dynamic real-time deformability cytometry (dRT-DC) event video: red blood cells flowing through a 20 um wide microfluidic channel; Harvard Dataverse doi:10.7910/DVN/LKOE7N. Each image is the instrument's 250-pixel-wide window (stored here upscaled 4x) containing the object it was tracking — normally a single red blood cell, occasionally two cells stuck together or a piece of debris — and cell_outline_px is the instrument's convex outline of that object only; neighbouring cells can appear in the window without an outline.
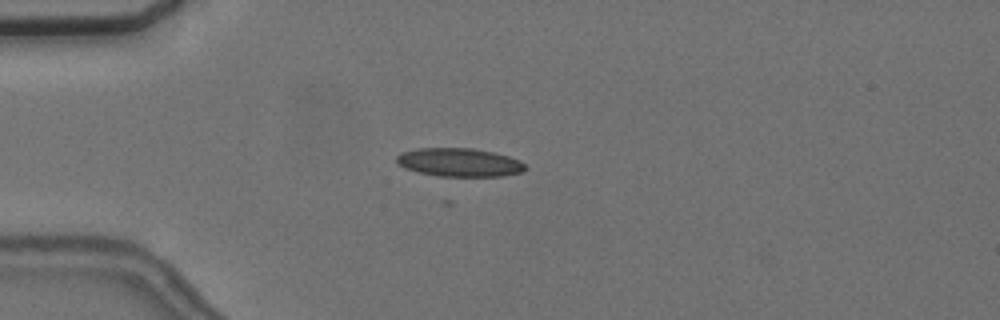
{"species": "common noctule bat (a hibernating species)", "species_latin": "Nyctalus noctula", "temperature_condition": "cold", "stored_images_in_passage": 58, "camera_frame_rate_fps": 3000, "um_per_image_px": 0.085, "animal": {"sex": "female", "body_mass_g": 24.6, "forearm_length_mm": 56.2}, "frame": {"image": 1, "passage_image": 16, "time_ms": 5.0, "image_size_px": [1000, 320], "cell_outline_px": [[528, 168], [524, 172], [500, 176], [440, 176], [420, 172], [404, 168], [396, 160], [396, 156], [400, 152], [416, 148], [472, 148], [492, 152], [508, 156], [520, 160]], "centroid_in_image_um": [39.06, 13.8], "position_along_channel_um": 45.9, "area_um2": 21.33}}
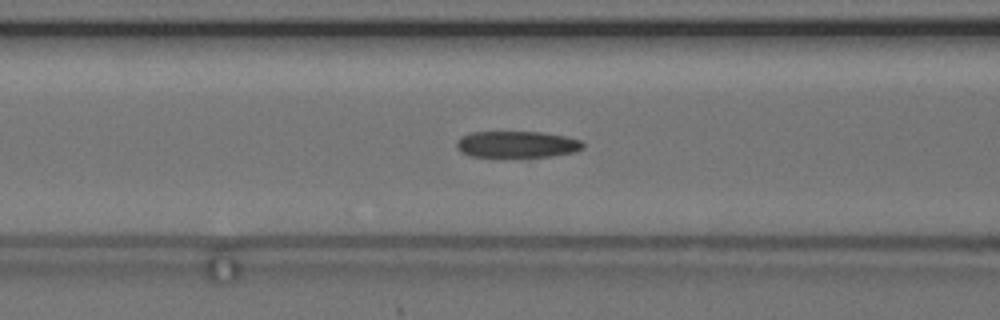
{"frame": {"image": 2, "passage_image": 24, "time_ms": 7.667, "image_size_px": [1000, 320], "cell_outline_px": [[584, 148], [576, 152], [552, 156], [468, 156], [460, 152], [456, 144], [460, 136], [472, 132], [544, 132], [564, 136], [580, 140], [584, 144]], "centroid_in_image_um": [43.95, 12.26], "position_along_channel_um": 122.7, "area_um2": 19.48}}
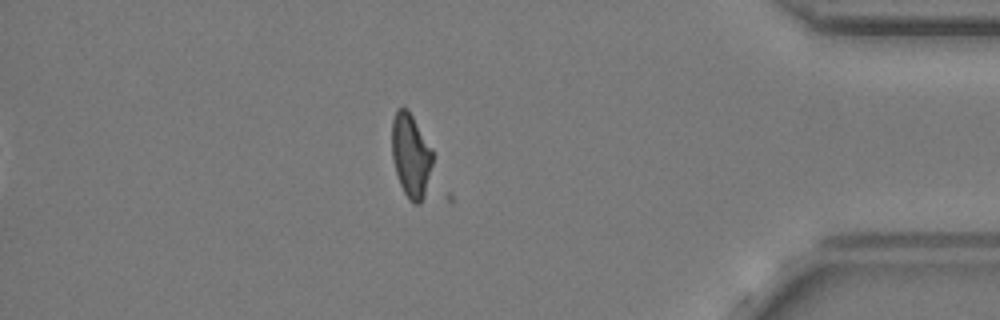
{"frame": {"image": 3, "passage_image": 50, "time_ms": 16.333, "image_size_px": [1000, 320], "cell_outline_px": [[432, 164], [424, 196], [420, 204], [412, 204], [408, 200], [400, 184], [392, 160], [392, 120], [396, 108], [408, 108], [432, 148]], "centroid_in_image_um": [34.91, 13.2], "position_along_channel_um": 400.3, "area_um2": 20.0}, "authors_computed_cell_mechanics": {"area_um2": 19.7965, "velocity_mm_per_s": 3.618, "shape_relaxation_time_tau1_ms": null, "shape_relaxation_time_tau2_ms": 1.3811, "deformation_change_tau1": null, "deformation_change_tau2": 0.0764}}